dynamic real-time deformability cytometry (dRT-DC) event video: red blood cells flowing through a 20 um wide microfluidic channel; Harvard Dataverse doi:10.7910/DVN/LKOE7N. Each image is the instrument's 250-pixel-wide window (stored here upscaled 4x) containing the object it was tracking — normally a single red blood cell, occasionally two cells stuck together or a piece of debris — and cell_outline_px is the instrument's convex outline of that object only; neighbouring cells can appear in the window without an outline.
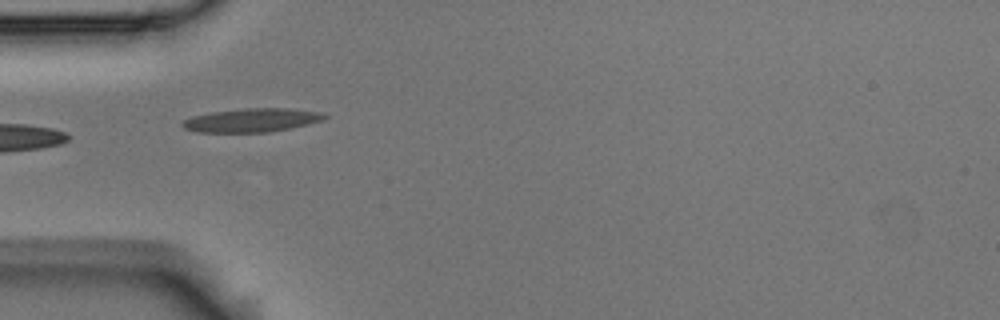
{"species": "Egyptian fruit bat (a non-hibernating species)", "species_latin": "Rousettus aegyptiacus", "temperature_condition": "room temperature", "stored_images_in_passage": 6, "camera_frame_rate_fps": 3000, "um_per_image_px": 0.085, "animal": {"sex": "male"}, "frame": {"image": 1, "passage_image": 5, "time_ms": 1.333, "image_size_px": [1000, 320], "cell_outline_px": [[328, 116], [324, 120], [292, 128], [268, 132], [196, 132], [184, 128], [180, 124], [184, 120], [192, 116], [212, 112], [244, 108], [288, 108], [324, 112]], "centroid_in_image_um": [21.44, 10.21], "position_along_channel_um": 63.6, "area_um2": 19.71}}
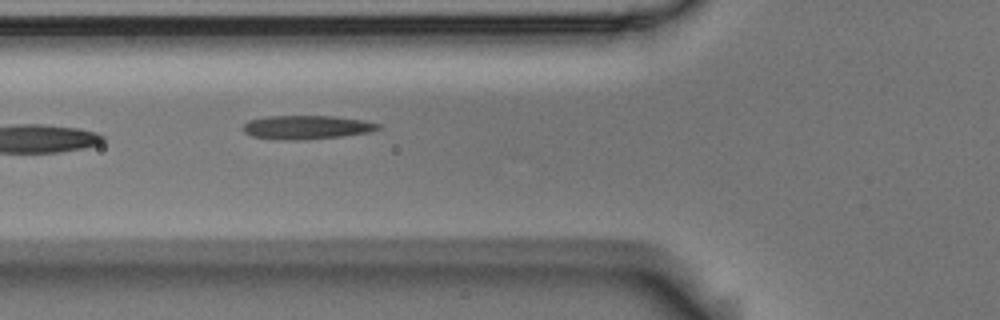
{"frame": {"image": 2, "passage_image": 6, "time_ms": 1.667, "image_size_px": [1000, 320], "cell_outline_px": [[380, 128], [368, 132], [340, 136], [300, 140], [284, 140], [252, 136], [244, 132], [244, 124], [248, 120], [268, 116], [336, 116], [364, 120], [380, 124]], "centroid_in_image_um": [26.05, 10.81], "position_along_channel_um": 99.7, "area_um2": 18.55}}